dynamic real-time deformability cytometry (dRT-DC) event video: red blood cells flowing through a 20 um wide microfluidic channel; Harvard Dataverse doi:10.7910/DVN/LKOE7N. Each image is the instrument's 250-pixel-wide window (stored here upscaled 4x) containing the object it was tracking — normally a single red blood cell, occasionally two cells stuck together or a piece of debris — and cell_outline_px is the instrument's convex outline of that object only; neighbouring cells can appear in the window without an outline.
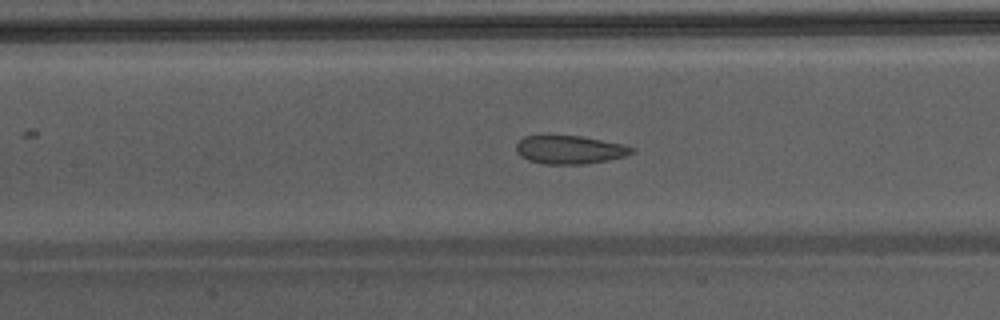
{"species": "Egyptian fruit bat (a non-hibernating species)", "species_latin": "Rousettus aegyptiacus", "temperature_condition": "warm", "stored_images_in_passage": 45, "camera_frame_rate_fps": 3000, "um_per_image_px": 0.085, "animal": {"sex": "male"}, "frame": {"image": 1, "passage_image": 19, "time_ms": 6.0, "image_size_px": [1000, 320], "cell_outline_px": [[636, 152], [624, 156], [608, 160], [580, 164], [540, 164], [528, 160], [520, 156], [516, 152], [516, 144], [524, 136], [580, 136], [620, 144], [636, 148]], "centroid_in_image_um": [48.4, 12.74], "position_along_channel_um": 159.0, "area_um2": 18.96}}
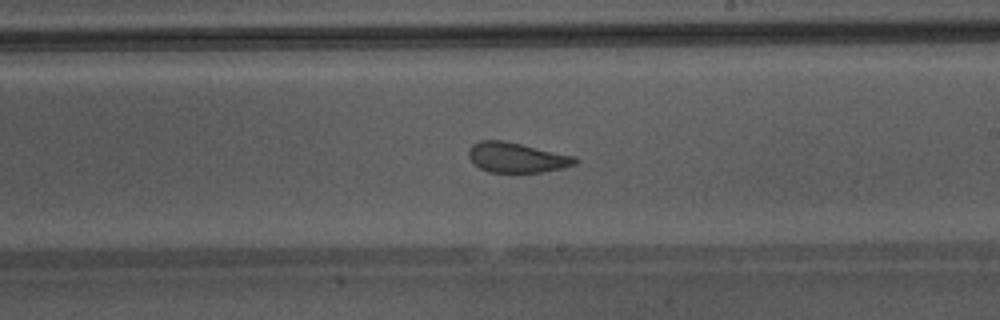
{"frame": {"image": 2, "passage_image": 25, "time_ms": 8.0, "image_size_px": [1000, 320], "cell_outline_px": [[580, 160], [576, 164], [560, 168], [540, 172], [488, 172], [480, 168], [468, 156], [468, 148], [472, 144], [480, 140], [504, 140], [576, 156]], "centroid_in_image_um": [43.92, 13.37], "position_along_channel_um": 245.1, "area_um2": 18.67}}
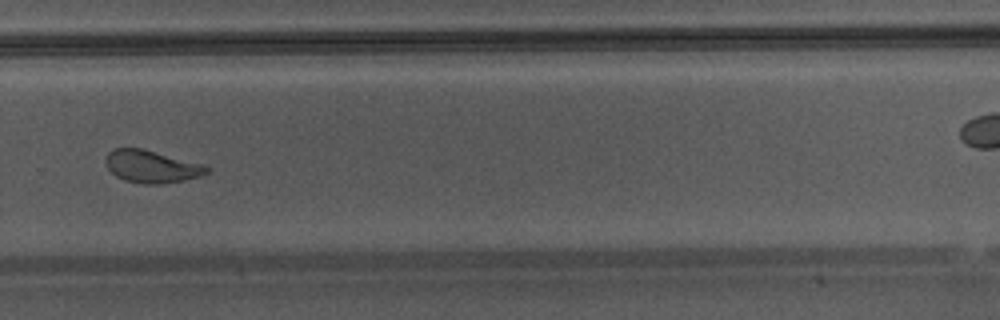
{"frame": {"image": 3, "passage_image": 30, "time_ms": 9.667, "image_size_px": [1000, 320], "cell_outline_px": [[212, 168], [208, 172], [200, 176], [184, 180], [160, 184], [144, 184], [124, 180], [116, 176], [108, 168], [104, 160], [108, 152], [116, 148], [144, 148], [204, 164]], "centroid_in_image_um": [12.9, 14.14], "position_along_channel_um": 316.9, "area_um2": 19.31}, "authors_computed_cell_mechanics": {"area_um2": 21.097, "velocity_mm_per_s": 4.3149, "shape_relaxation_time_tau1_ms": null, "shape_relaxation_time_tau2_ms": 1.0535, "deformation_change_tau1": null, "deformation_change_tau2": 0.0763}}